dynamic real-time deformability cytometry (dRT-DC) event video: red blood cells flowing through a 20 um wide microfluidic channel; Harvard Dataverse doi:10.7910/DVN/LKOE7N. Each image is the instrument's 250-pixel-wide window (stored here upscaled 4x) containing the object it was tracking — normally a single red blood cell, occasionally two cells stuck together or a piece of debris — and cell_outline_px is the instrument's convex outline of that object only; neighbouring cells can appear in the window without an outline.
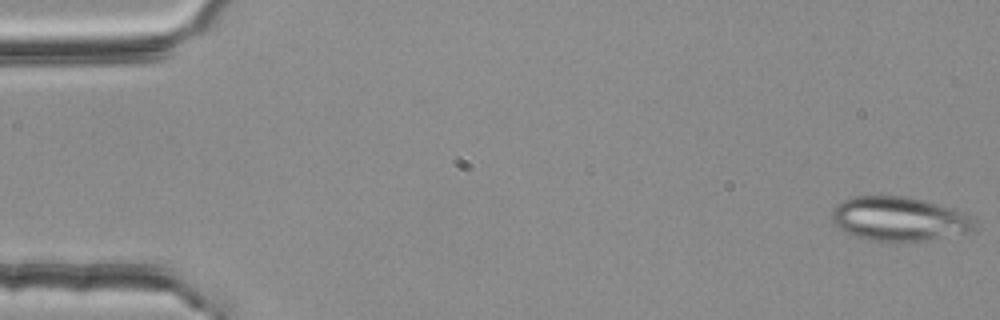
{"species": "common noctule bat (a hibernating species)", "species_latin": "Nyctalus noctula", "temperature_condition": "room temperature", "stored_images_in_passage": 53, "segment_of_instrument_passage": [1, 2], "camera_frame_rate_fps": 3000, "um_per_image_px": 0.085, "animal": {"sex": "female", "body_mass_g": 25.1}, "frame": {"image": 1, "passage_image": 1, "time_ms": 0.0, "image_size_px": [1000, 320], "cell_outline_px": [[976, 224], [972, 232], [924, 240], [868, 240], [856, 236], [840, 228], [832, 220], [832, 208], [836, 204], [852, 196], [904, 196], [952, 208], [964, 212]], "centroid_in_image_um": [76.41, 18.59], "position_along_channel_um": 8.6, "area_um2": 36.07}}